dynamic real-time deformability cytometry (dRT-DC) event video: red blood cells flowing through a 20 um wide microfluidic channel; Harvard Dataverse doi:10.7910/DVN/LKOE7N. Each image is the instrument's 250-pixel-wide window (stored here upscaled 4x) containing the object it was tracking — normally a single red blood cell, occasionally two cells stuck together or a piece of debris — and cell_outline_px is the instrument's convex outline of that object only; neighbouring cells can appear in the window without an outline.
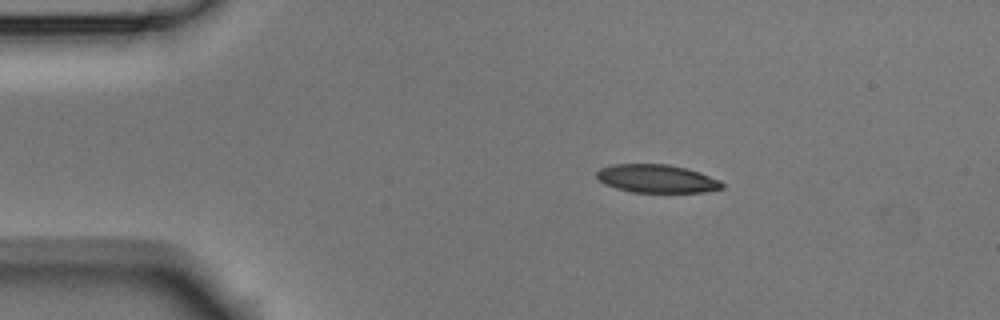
{"species": "Egyptian fruit bat (a non-hibernating species)", "species_latin": "Rousettus aegyptiacus", "temperature_condition": "room temperature", "stored_images_in_passage": 3, "camera_frame_rate_fps": 3000, "um_per_image_px": 0.085, "animal": {"sex": "male"}, "frame": {"image": 1, "passage_image": 2, "time_ms": 0.333, "image_size_px": [1000, 320], "cell_outline_px": [[724, 188], [704, 192], [632, 192], [616, 188], [604, 184], [596, 176], [596, 172], [600, 168], [612, 164], [668, 164], [700, 172], [720, 180], [724, 184]], "centroid_in_image_um": [55.82, 15.18], "position_along_channel_um": 29.2, "area_um2": 20.63}}